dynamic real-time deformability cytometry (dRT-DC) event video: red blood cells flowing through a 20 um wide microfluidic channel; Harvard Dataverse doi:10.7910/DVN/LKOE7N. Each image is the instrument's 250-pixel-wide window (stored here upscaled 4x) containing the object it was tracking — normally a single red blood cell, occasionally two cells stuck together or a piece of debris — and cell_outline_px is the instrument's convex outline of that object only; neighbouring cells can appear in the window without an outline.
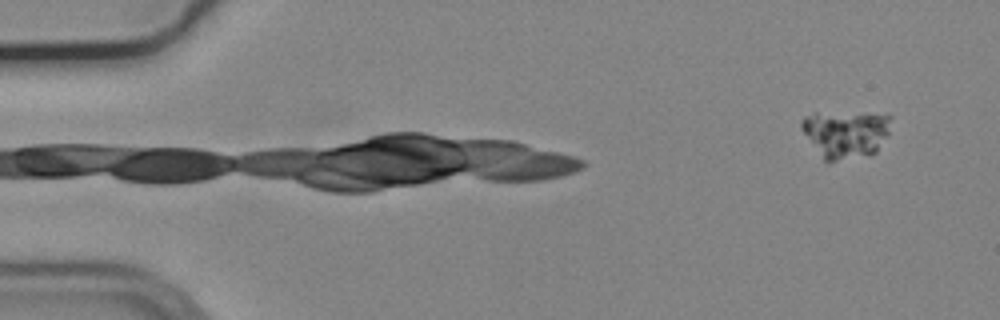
{"species": "common noctule bat (a hibernating species)", "species_latin": "Nyctalus noctula", "temperature_condition": "cold", "stored_images_in_passage": 3, "camera_frame_rate_fps": 3000, "um_per_image_px": 0.085, "animal": {"sex": "male", "body_mass_g": 19.2, "forearm_length_mm": 51.8}, "frame": {"image": 1, "passage_image": 1, "time_ms": 0.0, "image_size_px": [1000, 320], "cell_outline_px": [[892, 116], [888, 132], [876, 152], [828, 164], [824, 160], [800, 128], [800, 124], [804, 116], [816, 112]], "centroid_in_image_um": [71.82, 11.41], "position_along_channel_um": 13.2, "area_um2": 24.39}}